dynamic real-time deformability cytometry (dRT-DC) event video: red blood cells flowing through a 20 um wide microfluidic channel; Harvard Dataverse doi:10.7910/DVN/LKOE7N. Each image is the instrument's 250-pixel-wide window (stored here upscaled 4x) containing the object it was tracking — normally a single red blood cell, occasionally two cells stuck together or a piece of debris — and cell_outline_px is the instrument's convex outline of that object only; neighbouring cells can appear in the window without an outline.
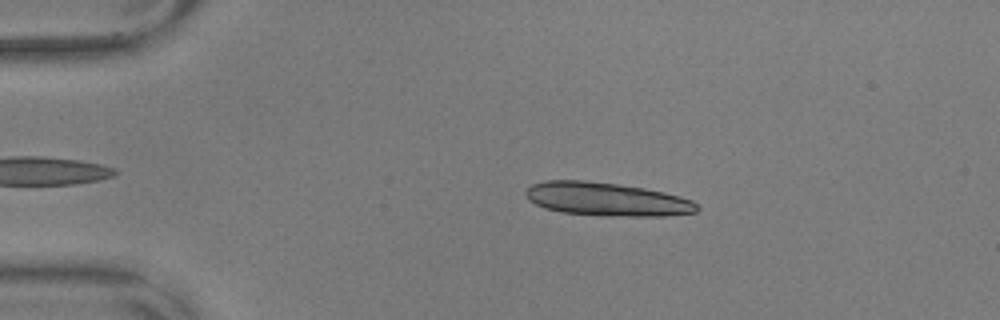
{"species": "common noctule bat (a hibernating species)", "species_latin": "Nyctalus noctula", "temperature_condition": "warm", "stored_images_in_passage": 54, "camera_frame_rate_fps": 3000, "um_per_image_px": 0.085, "animal": {"sex": "male", "body_mass_g": 17.9, "forearm_length_mm": 54.2}, "frame": {"image": 1, "passage_image": 10, "time_ms": 3.0, "image_size_px": [1000, 320], "cell_outline_px": [[700, 208], [696, 212], [664, 216], [608, 216], [560, 212], [544, 208], [528, 200], [524, 192], [532, 184], [544, 180], [584, 180], [620, 184], [644, 188], [664, 192], [680, 196], [692, 200]], "centroid_in_image_um": [51.55, 16.93], "position_along_channel_um": 33.4, "area_um2": 33.58}}
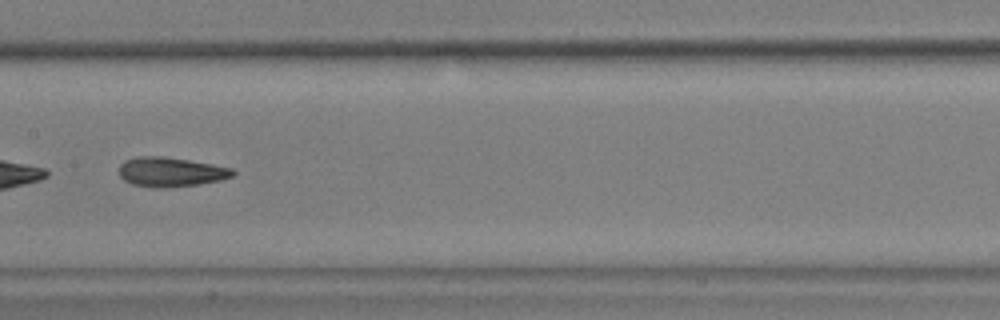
{"frame": {"image": 2, "passage_image": 28, "time_ms": 9.0, "image_size_px": [1000, 320], "cell_outline_px": [[236, 172], [232, 176], [220, 180], [196, 184], [160, 188], [156, 188], [132, 184], [124, 180], [120, 176], [120, 164], [124, 160], [136, 156], [164, 156], [212, 164], [232, 168]], "centroid_in_image_um": [14.49, 14.6], "position_along_channel_um": 192.9, "area_um2": 19.42}}
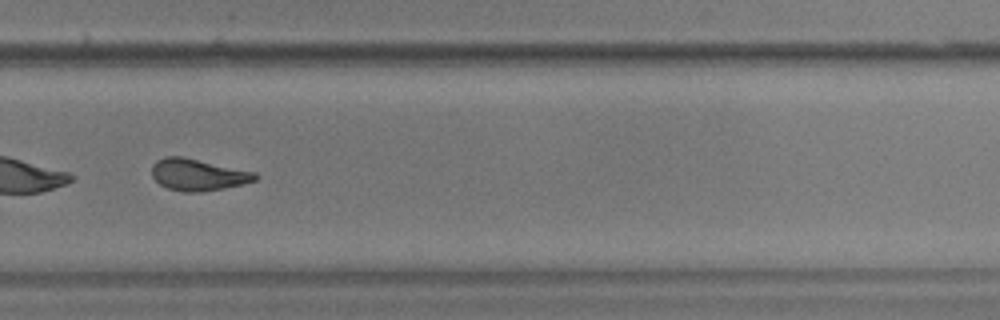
{"frame": {"image": 3, "passage_image": 38, "time_ms": 12.333, "image_size_px": [1000, 320], "cell_outline_px": [[260, 176], [256, 180], [224, 188], [200, 192], [184, 192], [168, 188], [160, 184], [152, 176], [152, 164], [156, 160], [164, 156], [184, 156], [256, 172]], "centroid_in_image_um": [16.82, 14.83], "position_along_channel_um": 313.0, "area_um2": 19.25}, "authors_computed_cell_mechanics": {"area_um2": 19.9988, "velocity_mm_per_s": 3.6149, "shape_relaxation_time_tau1_ms": 9.6834, "shape_relaxation_time_tau2_ms": 2.1776, "deformation_change_tau1": 0.218, "deformation_change_tau2": 0.0965}}